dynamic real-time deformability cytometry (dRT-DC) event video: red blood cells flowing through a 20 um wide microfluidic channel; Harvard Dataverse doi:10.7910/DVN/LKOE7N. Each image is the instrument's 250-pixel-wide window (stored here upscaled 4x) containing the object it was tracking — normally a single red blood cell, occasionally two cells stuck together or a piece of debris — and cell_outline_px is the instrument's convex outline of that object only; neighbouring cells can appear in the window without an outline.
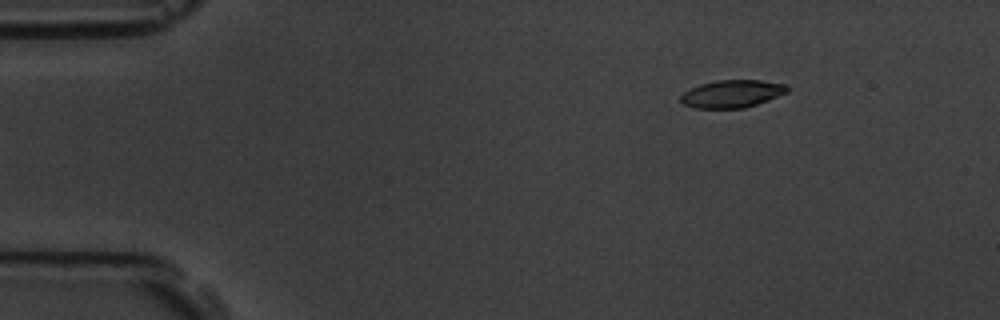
{"species": "common noctule bat (a hibernating species)", "species_latin": "Nyctalus noctula", "temperature_condition": "room temperature", "stored_images_in_passage": 6, "segment_of_instrument_passage": [2, 2], "camera_frame_rate_fps": 3000, "um_per_image_px": 0.085, "animal": {"sex": "male", "body_mass_g": 19.5, "forearm_length_mm": 54.6}, "frame": {"image": 1, "passage_image": 6, "time_ms": 6.333, "image_size_px": [1000, 320], "cell_outline_px": [[788, 92], [768, 100], [744, 108], [696, 108], [684, 104], [680, 100], [680, 96], [684, 92], [700, 84], [716, 80], [760, 80], [784, 84], [788, 88]], "centroid_in_image_um": [62.21, 7.97], "position_along_channel_um": 22.8, "area_um2": 16.99}}